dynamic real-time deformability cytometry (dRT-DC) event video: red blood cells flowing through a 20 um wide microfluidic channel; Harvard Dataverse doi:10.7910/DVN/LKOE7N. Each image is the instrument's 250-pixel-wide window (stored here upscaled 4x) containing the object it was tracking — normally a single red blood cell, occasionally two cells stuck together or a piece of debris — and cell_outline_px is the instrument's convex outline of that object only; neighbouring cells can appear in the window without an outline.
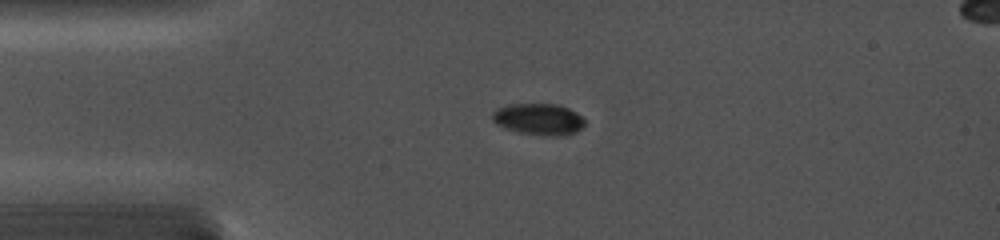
{"species": "common noctule bat (a hibernating species)", "species_latin": "Nyctalus noctula", "temperature_condition": "cold", "stored_images_in_passage": 4, "camera_frame_rate_fps": 5000, "um_per_image_px": 0.085, "animal": {"sex": "female", "body_mass_g": 19.0, "forearm_length_mm": 56.7}, "frame": {"image": 1, "passage_image": 1, "time_ms": 0.0, "image_size_px": [1000, 240], "cell_outline_px": [[584, 124], [576, 132], [564, 136], [544, 136], [520, 132], [504, 128], [496, 124], [492, 120], [492, 112], [496, 108], [508, 104], [556, 104], [568, 108], [576, 112], [584, 120]], "centroid_in_image_um": [45.75, 10.13], "position_along_channel_um": 39.2, "area_um2": 17.05}}
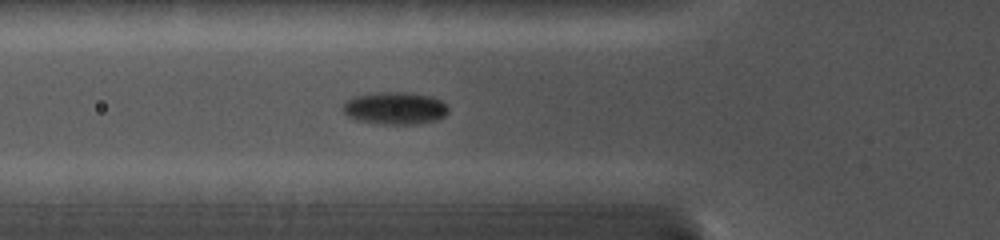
{"frame": {"image": 2, "passage_image": 4, "time_ms": 2.0, "image_size_px": [1000, 240], "cell_outline_px": [[448, 112], [444, 116], [436, 120], [412, 124], [384, 124], [356, 120], [348, 116], [344, 112], [344, 100], [352, 96], [368, 92], [404, 92], [432, 96], [440, 100], [448, 108]], "centroid_in_image_um": [33.53, 9.17], "position_along_channel_um": 92.3, "area_um2": 20.0}}